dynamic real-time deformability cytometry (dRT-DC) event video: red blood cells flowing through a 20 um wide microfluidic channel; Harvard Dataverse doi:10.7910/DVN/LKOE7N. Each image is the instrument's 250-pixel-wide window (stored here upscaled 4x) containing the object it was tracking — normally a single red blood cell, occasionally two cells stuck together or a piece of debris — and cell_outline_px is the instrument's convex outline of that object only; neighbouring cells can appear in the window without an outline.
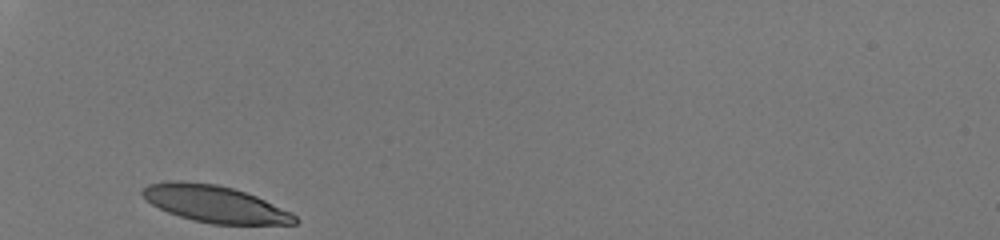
{"species": "human", "species_latin": "Homo sapiens", "temperature_condition": "room temperature", "stored_images_in_passage": 26, "camera_frame_rate_fps": 3000, "um_per_image_px": 0.085, "donor": {"sex": "male"}, "frame": {"image": 1, "passage_image": 1, "time_ms": 0.0, "image_size_px": [1000, 240], "cell_outline_px": [[300, 220], [296, 224], [212, 224], [192, 220], [168, 212], [152, 204], [140, 192], [148, 184], [168, 180], [184, 180], [216, 184], [232, 188], [256, 196], [292, 212]], "centroid_in_image_um": [18.28, 17.33], "position_along_channel_um": 66.7, "area_um2": 32.71}}
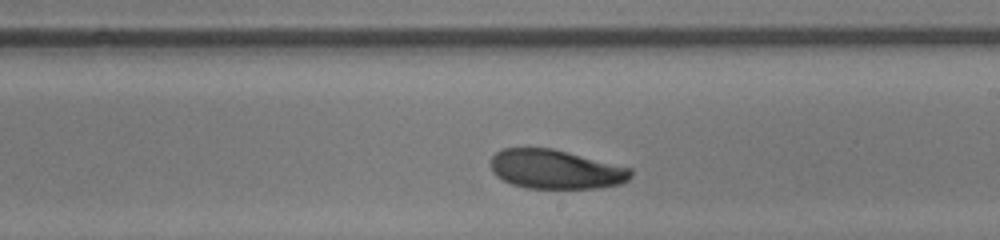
{"frame": {"image": 2, "passage_image": 15, "time_ms": 4.667, "image_size_px": [1000, 240], "cell_outline_px": [[632, 176], [628, 180], [620, 184], [600, 188], [528, 188], [512, 184], [496, 176], [492, 172], [488, 160], [500, 148], [552, 148], [632, 168]], "centroid_in_image_um": [47.2, 14.39], "position_along_channel_um": 241.8, "area_um2": 32.19}}
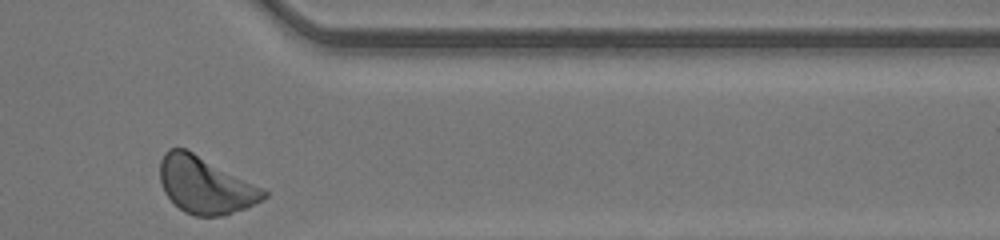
{"frame": {"image": 3, "passage_image": 26, "time_ms": 8.333, "image_size_px": [1000, 240], "cell_outline_px": [[268, 196], [244, 208], [224, 216], [196, 216], [184, 212], [164, 192], [160, 184], [160, 160], [164, 152], [168, 148], [184, 148], [264, 188], [268, 192]], "centroid_in_image_um": [17.43, 15.74], "position_along_channel_um": 394.0, "area_um2": 33.99}, "authors_computed_cell_mechanics": {"area_um2": 32.9749, "velocity_mm_per_s": 4.2117, "shape_relaxation_time_tau1_ms": 4.433, "shape_relaxation_time_tau2_ms": null, "deformation_change_tau1": 0.1271, "deformation_change_tau2": null}}